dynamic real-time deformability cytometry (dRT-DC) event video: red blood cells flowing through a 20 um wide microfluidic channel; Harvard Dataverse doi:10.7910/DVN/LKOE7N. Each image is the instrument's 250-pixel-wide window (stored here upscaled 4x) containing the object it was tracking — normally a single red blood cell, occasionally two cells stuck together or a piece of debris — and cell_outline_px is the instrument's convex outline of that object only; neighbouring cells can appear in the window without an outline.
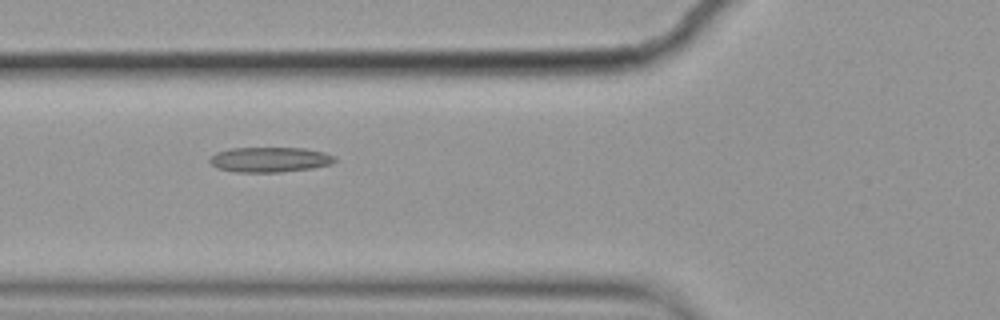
{"species": "common noctule bat (a hibernating species)", "species_latin": "Nyctalus noctula", "temperature_condition": "cold", "stored_images_in_passage": 6, "camera_frame_rate_fps": 3000, "um_per_image_px": 0.085, "animal": {"sex": "female", "body_mass_g": 19.9}, "frame": {"image": 1, "passage_image": 3, "time_ms": 0.667, "image_size_px": [1000, 320], "cell_outline_px": [[336, 160], [332, 164], [312, 168], [280, 172], [236, 172], [216, 168], [208, 160], [216, 152], [232, 148], [304, 148], [324, 152], [336, 156]], "centroid_in_image_um": [22.95, 13.56], "position_along_channel_um": 102.9, "area_um2": 18.32}}
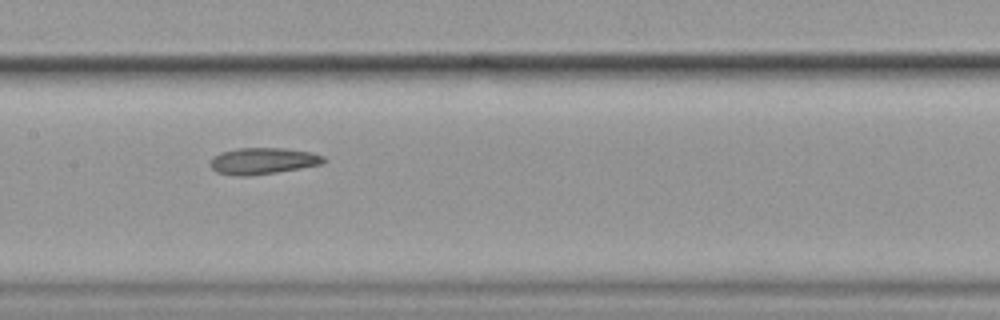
{"frame": {"image": 2, "passage_image": 5, "time_ms": 1.333, "image_size_px": [1000, 320], "cell_outline_px": [[328, 160], [320, 164], [300, 168], [276, 172], [248, 176], [240, 176], [216, 172], [208, 164], [212, 156], [220, 152], [240, 148], [284, 148], [312, 152], [324, 156]], "centroid_in_image_um": [22.32, 13.67], "position_along_channel_um": 185.1, "area_um2": 17.57}}
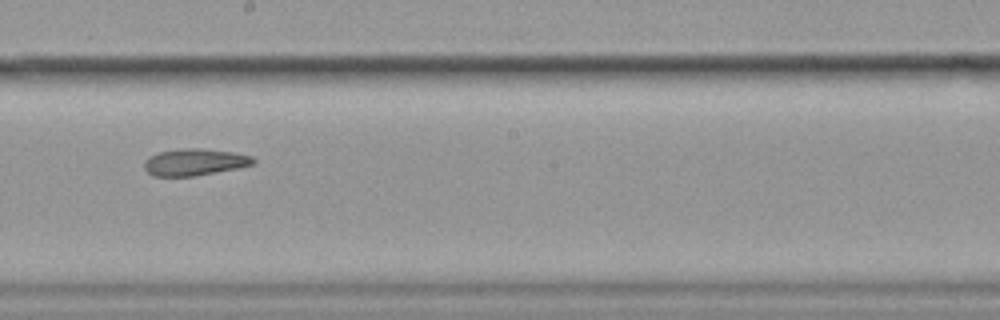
{"frame": {"image": 3, "passage_image": 6, "time_ms": 1.667, "image_size_px": [1000, 320], "cell_outline_px": [[256, 160], [252, 164], [236, 168], [196, 176], [152, 176], [144, 168], [144, 160], [148, 156], [160, 152], [188, 148], [204, 148], [232, 152], [252, 156]], "centroid_in_image_um": [16.51, 13.78], "position_along_channel_um": 231.7, "area_um2": 16.94}}